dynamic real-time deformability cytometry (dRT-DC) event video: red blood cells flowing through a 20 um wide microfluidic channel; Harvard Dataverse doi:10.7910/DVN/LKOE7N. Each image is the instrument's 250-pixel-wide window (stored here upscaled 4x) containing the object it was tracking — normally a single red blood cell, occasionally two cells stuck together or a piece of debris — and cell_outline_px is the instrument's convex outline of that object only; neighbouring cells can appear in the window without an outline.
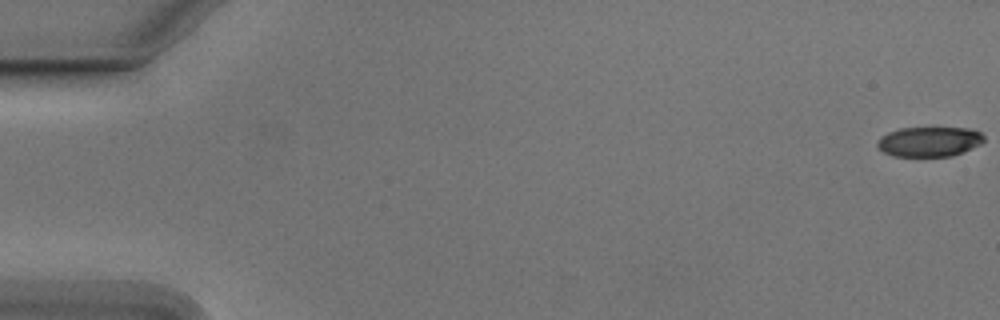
{"species": "Egyptian fruit bat (a non-hibernating species)", "species_latin": "Rousettus aegyptiacus", "temperature_condition": "cold", "stored_images_in_passage": 14, "camera_frame_rate_fps": 3000, "um_per_image_px": 0.085, "animal": {"sex": "male"}, "frame": {"image": 1, "passage_image": 1, "time_ms": 0.0, "image_size_px": [1000, 320], "cell_outline_px": [[984, 140], [980, 144], [972, 148], [952, 156], [892, 156], [884, 152], [876, 144], [880, 136], [888, 132], [900, 128], [968, 128], [980, 132], [984, 136]], "centroid_in_image_um": [78.98, 12.03], "position_along_channel_um": 6.0, "area_um2": 18.5}}